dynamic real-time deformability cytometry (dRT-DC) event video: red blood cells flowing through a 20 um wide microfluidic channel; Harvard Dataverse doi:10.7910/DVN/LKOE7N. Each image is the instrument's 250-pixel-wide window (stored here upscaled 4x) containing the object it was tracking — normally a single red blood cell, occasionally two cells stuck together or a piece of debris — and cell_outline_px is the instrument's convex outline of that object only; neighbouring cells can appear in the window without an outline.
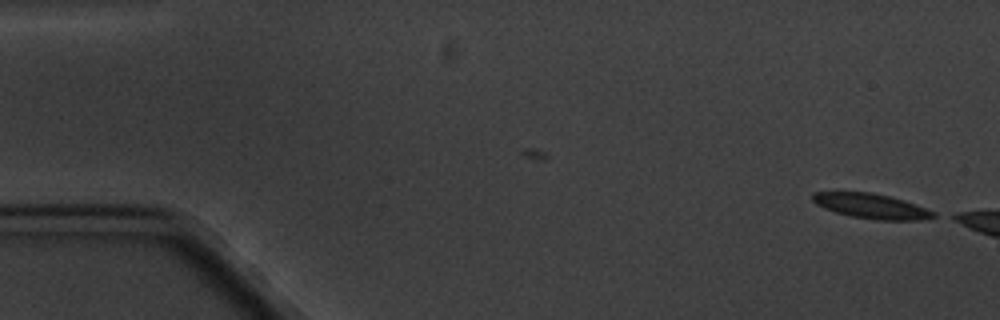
{"species": "common noctule bat (a hibernating species)", "species_latin": "Nyctalus noctula", "temperature_condition": "cold", "stored_images_in_passage": 3, "camera_frame_rate_fps": 3000, "um_per_image_px": 0.085, "animal": {"sex": "male", "body_mass_g": 20.1, "forearm_length_mm": 53.5}, "frame": {"image": 1, "passage_image": 3, "time_ms": 2.333, "image_size_px": [1000, 320], "cell_outline_px": [[936, 216], [920, 220], [876, 220], [852, 216], [836, 212], [824, 208], [816, 204], [812, 200], [812, 192], [872, 192], [904, 200], [916, 204], [936, 212]], "centroid_in_image_um": [74.07, 17.51], "position_along_channel_um": 10.9, "area_um2": 17.51}}